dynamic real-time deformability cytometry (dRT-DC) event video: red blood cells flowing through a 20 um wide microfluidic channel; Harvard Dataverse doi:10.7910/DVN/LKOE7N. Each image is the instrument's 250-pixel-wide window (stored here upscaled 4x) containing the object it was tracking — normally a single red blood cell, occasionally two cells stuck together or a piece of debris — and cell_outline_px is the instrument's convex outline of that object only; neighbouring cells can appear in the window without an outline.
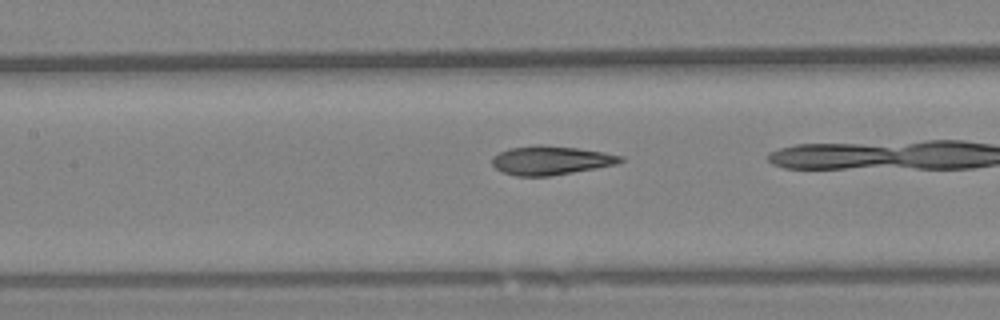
{"species": "Egyptian fruit bat (a non-hibernating species)", "species_latin": "Rousettus aegyptiacus", "temperature_condition": "warm", "stored_images_in_passage": 27, "camera_frame_rate_fps": 3000, "um_per_image_px": 0.085, "animal": {"sex": "female"}, "frame": {"image": 1, "passage_image": 8, "time_ms": 2.333, "image_size_px": [1000, 320], "cell_outline_px": [[624, 160], [616, 164], [596, 168], [548, 176], [516, 176], [504, 172], [496, 168], [492, 164], [492, 156], [508, 148], [540, 144], [576, 148], [604, 152], [624, 156]], "centroid_in_image_um": [46.81, 13.62], "position_along_channel_um": 160.6, "area_um2": 21.5}}